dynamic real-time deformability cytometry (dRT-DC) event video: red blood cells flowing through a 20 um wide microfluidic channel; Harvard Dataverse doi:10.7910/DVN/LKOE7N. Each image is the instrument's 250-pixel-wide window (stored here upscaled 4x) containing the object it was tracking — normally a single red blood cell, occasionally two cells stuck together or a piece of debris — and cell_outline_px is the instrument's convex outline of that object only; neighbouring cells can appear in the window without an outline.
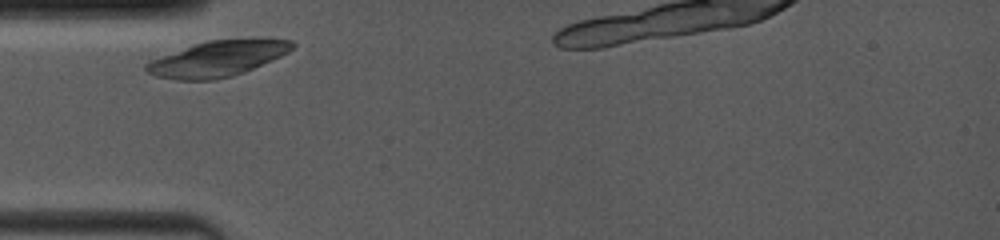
{"species": "common noctule bat (a hibernating species)", "species_latin": "Nyctalus noctula", "temperature_condition": "room temperature", "stored_images_in_passage": 5, "camera_frame_rate_fps": 4000, "um_per_image_px": 0.085, "animal": {"sex": "female", "body_mass_g": 19.0, "forearm_length_mm": 53.3}, "frame": {"image": 1, "passage_image": 1, "time_ms": 0.0, "image_size_px": [1000, 240], "cell_outline_px": [[296, 44], [288, 52], [272, 60], [244, 72], [232, 76], [216, 80], [176, 80], [156, 76], [144, 72], [144, 64], [148, 60], [208, 40], [252, 36], [292, 40]], "centroid_in_image_um": [18.52, 4.95], "position_along_channel_um": 66.5, "area_um2": 31.1}}
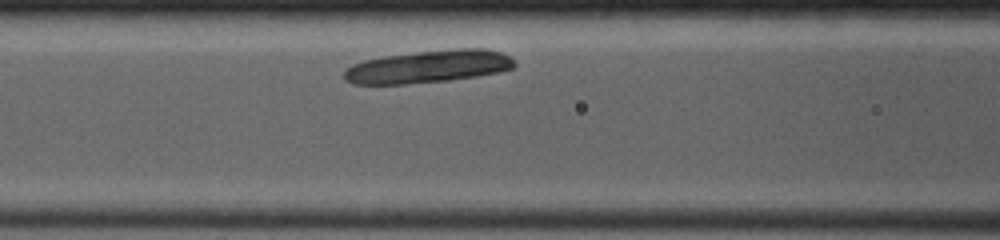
{"frame": {"image": 2, "passage_image": 4, "time_ms": 1.75, "image_size_px": [1000, 240], "cell_outline_px": [[516, 64], [512, 68], [500, 72], [476, 76], [448, 80], [404, 84], [352, 84], [344, 80], [344, 72], [352, 64], [364, 60], [384, 56], [416, 52], [456, 48], [484, 48], [500, 52], [508, 56]], "centroid_in_image_um": [36.39, 5.66], "position_along_channel_um": 130.2, "area_um2": 32.25}}